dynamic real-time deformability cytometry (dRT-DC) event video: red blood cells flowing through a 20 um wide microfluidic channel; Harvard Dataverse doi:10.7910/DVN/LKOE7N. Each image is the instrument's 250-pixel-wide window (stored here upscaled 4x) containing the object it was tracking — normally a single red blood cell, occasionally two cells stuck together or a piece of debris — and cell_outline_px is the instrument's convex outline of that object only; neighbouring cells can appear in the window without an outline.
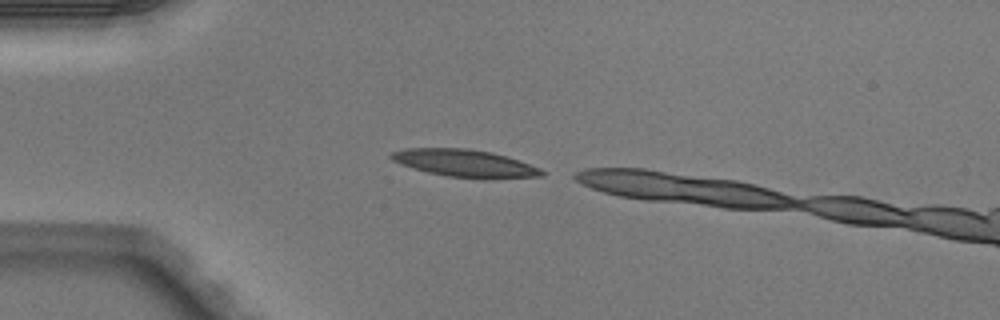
{"species": "Egyptian fruit bat (a non-hibernating species)", "species_latin": "Rousettus aegyptiacus", "temperature_condition": "warm", "stored_images_in_passage": 2, "camera_frame_rate_fps": 3000, "um_per_image_px": 0.085, "animal": {"sex": "male"}, "frame": {"image": 1, "passage_image": 1, "time_ms": 0.0, "image_size_px": [1000, 320], "cell_outline_px": [[548, 172], [544, 176], [484, 180], [448, 176], [428, 172], [412, 168], [400, 164], [392, 160], [388, 156], [392, 152], [404, 148], [468, 148], [492, 152], [508, 156], [540, 168]], "centroid_in_image_um": [39.56, 13.89], "position_along_channel_um": 45.4, "area_um2": 24.62}}